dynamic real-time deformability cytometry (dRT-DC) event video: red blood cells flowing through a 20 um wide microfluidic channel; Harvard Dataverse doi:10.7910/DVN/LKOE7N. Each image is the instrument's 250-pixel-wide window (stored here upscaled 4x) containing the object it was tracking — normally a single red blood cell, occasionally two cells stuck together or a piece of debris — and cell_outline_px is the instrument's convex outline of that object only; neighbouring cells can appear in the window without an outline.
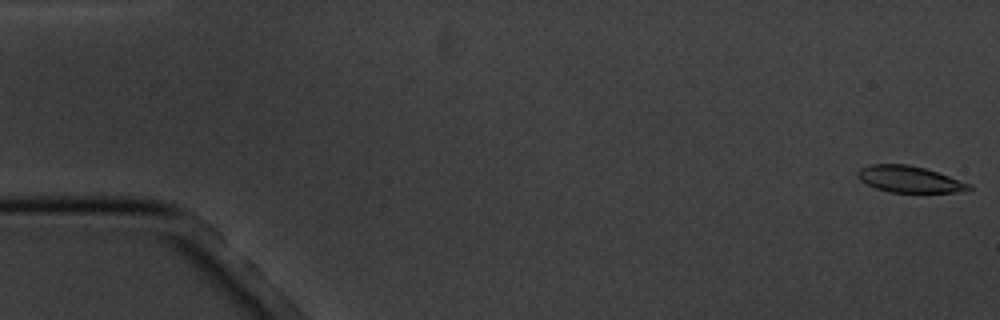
{"species": "common noctule bat (a hibernating species)", "species_latin": "Nyctalus noctula", "temperature_condition": "cold", "stored_images_in_passage": 8, "camera_frame_rate_fps": 3000, "um_per_image_px": 0.085, "animal": {"sex": "male", "body_mass_g": 20.1, "forearm_length_mm": 53.5}, "frame": {"image": 1, "passage_image": 1, "time_ms": 0.0, "image_size_px": [1000, 320], "cell_outline_px": [[972, 188], [956, 192], [888, 192], [876, 188], [860, 180], [856, 176], [856, 172], [860, 168], [872, 164], [908, 164], [924, 168], [972, 184]], "centroid_in_image_um": [77.26, 15.23], "position_along_channel_um": 7.7, "area_um2": 16.99}}
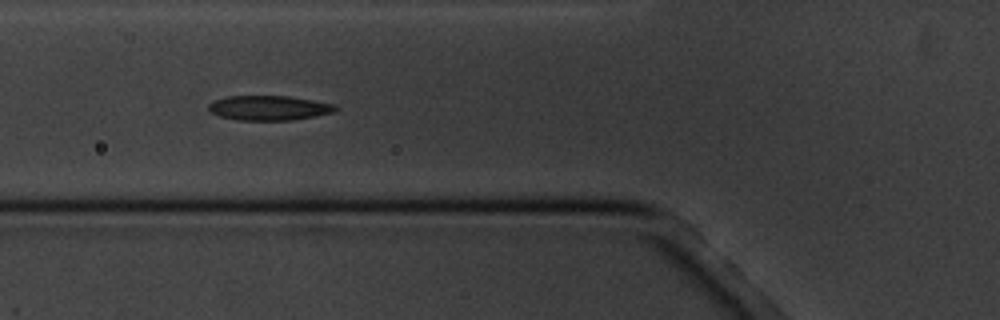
{"frame": {"image": 2, "passage_image": 7, "time_ms": 6.667, "image_size_px": [1000, 320], "cell_outline_px": [[340, 108], [332, 112], [316, 116], [292, 120], [236, 120], [220, 116], [212, 112], [208, 108], [208, 104], [212, 100], [228, 96], [288, 96], [336, 104]], "centroid_in_image_um": [22.87, 9.17], "position_along_channel_um": 102.9, "area_um2": 18.32}}
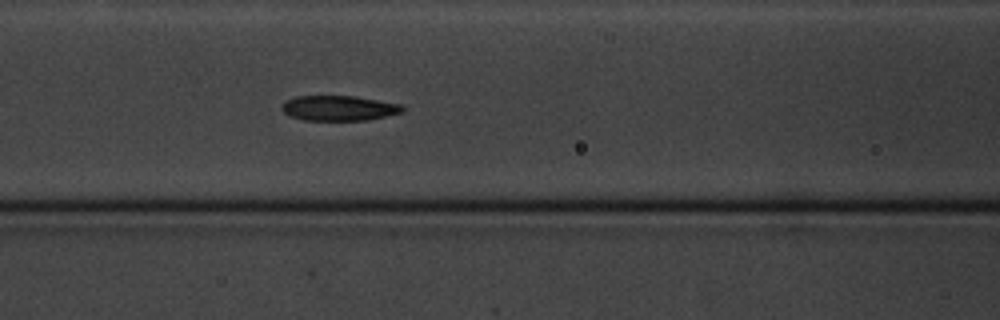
{"frame": {"image": 3, "passage_image": 8, "time_ms": 7.667, "image_size_px": [1000, 320], "cell_outline_px": [[404, 112], [368, 120], [304, 120], [288, 116], [280, 108], [288, 100], [296, 96], [352, 96], [400, 104], [404, 108]], "centroid_in_image_um": [28.8, 9.2], "position_along_channel_um": 137.8, "area_um2": 17.51}}